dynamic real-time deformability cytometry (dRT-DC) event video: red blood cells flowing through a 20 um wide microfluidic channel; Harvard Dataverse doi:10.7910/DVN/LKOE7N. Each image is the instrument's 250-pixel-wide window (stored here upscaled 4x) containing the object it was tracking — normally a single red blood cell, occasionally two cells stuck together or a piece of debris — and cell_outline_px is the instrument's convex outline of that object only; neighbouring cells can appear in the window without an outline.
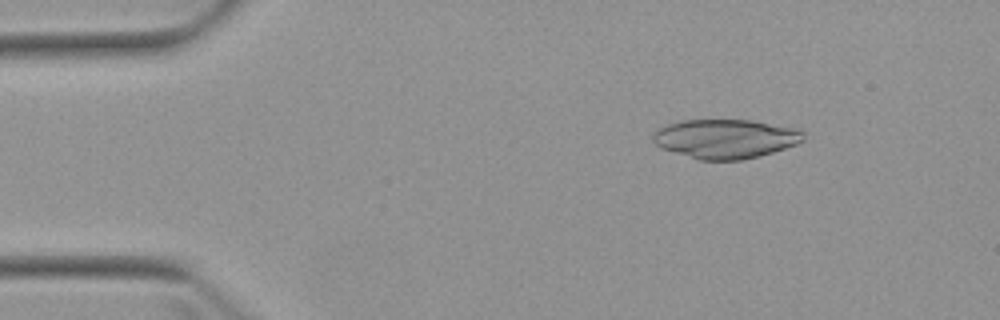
{"species": "Egyptian fruit bat (a non-hibernating species)", "species_latin": "Rousettus aegyptiacus", "temperature_condition": "warm", "stored_images_in_passage": 3, "camera_frame_rate_fps": 3000, "um_per_image_px": 0.085, "animal": {"sex": "female"}, "frame": {"image": 1, "passage_image": 2, "time_ms": 1.0, "image_size_px": [1000, 320], "cell_outline_px": [[804, 140], [796, 144], [760, 156], [740, 160], [700, 160], [660, 148], [652, 140], [652, 132], [656, 128], [680, 120], [752, 120], [796, 128], [804, 132]], "centroid_in_image_um": [61.62, 11.79], "position_along_channel_um": 23.4, "area_um2": 34.51}}